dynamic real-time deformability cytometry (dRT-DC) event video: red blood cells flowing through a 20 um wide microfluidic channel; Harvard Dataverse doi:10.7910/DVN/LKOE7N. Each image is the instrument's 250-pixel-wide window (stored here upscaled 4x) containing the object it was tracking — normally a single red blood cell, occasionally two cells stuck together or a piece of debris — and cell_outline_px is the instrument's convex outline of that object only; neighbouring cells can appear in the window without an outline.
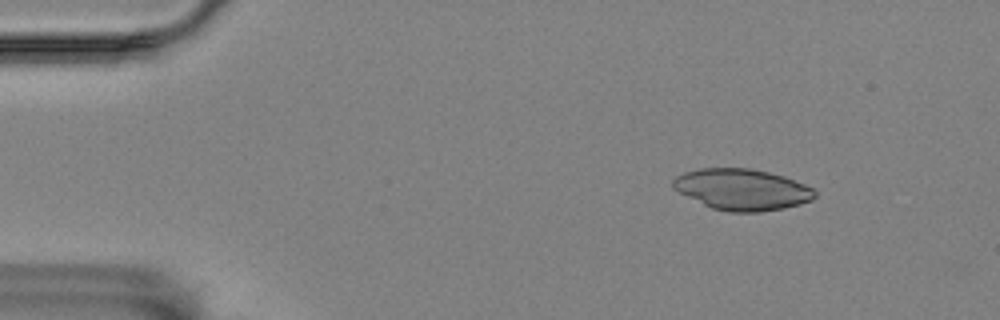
{"species": "Egyptian fruit bat (a non-hibernating species)", "species_latin": "Rousettus aegyptiacus", "temperature_condition": "room temperature", "stored_images_in_passage": 6, "camera_frame_rate_fps": 3000, "um_per_image_px": 0.085, "animal": {"sex": "female"}, "frame": {"image": 1, "passage_image": 2, "time_ms": 1.333, "image_size_px": [1000, 320], "cell_outline_px": [[816, 196], [812, 200], [800, 204], [760, 212], [728, 212], [712, 208], [672, 188], [672, 180], [676, 176], [684, 172], [700, 168], [748, 168], [768, 172], [784, 176], [804, 184], [812, 188], [816, 192]], "centroid_in_image_um": [63.07, 16.1], "position_along_channel_um": 21.9, "area_um2": 33.81}}